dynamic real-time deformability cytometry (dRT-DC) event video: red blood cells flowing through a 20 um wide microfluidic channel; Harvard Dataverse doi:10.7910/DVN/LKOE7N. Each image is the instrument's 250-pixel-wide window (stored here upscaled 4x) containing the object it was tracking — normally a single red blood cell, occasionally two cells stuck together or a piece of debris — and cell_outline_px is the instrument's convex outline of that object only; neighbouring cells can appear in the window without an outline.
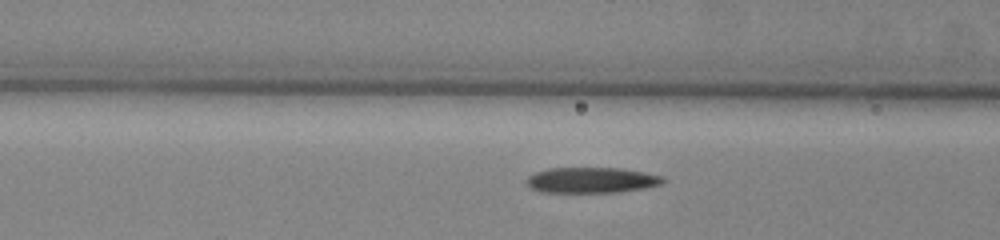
{"species": "common noctule bat (a hibernating species)", "species_latin": "Nyctalus noctula", "temperature_condition": "warm", "stored_images_in_passage": 16, "camera_frame_rate_fps": 3000, "um_per_image_px": 0.085, "animal": {"sex": "male", "body_mass_g": 13.0, "forearm_length_mm": 53.1}, "frame": {"image": 1, "passage_image": 14, "time_ms": 4.333, "image_size_px": [1000, 240], "cell_outline_px": [[664, 184], [648, 188], [620, 192], [540, 192], [532, 188], [524, 180], [528, 176], [536, 172], [548, 168], [620, 168], [644, 172], [660, 176], [664, 180]], "centroid_in_image_um": [50.29, 15.31], "position_along_channel_um": 116.3, "area_um2": 20.46}}